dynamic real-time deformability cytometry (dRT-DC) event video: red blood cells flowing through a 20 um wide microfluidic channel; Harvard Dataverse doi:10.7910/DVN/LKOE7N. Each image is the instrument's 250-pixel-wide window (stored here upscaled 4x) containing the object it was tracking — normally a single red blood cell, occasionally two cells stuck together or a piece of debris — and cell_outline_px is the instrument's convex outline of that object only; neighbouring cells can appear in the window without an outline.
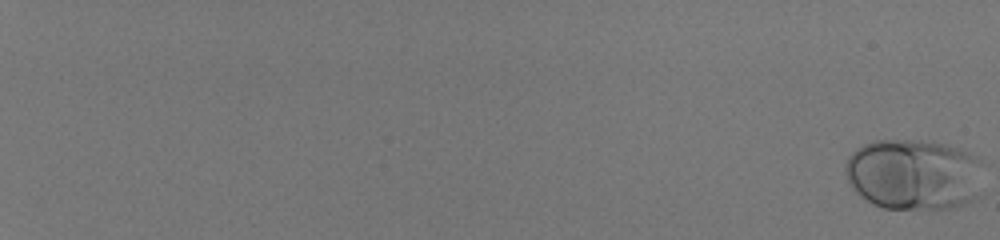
{"species": "human", "species_latin": "Homo sapiens", "temperature_condition": "room temperature", "stored_images_in_passage": 57, "camera_frame_rate_fps": 3000, "um_per_image_px": 0.085, "donor": {"sex": "male"}, "frame": {"image": 1, "passage_image": 1, "time_ms": 0.0, "image_size_px": [1000, 240], "cell_outline_px": [[984, 160], [980, 196], [956, 208], [884, 208], [872, 204], [860, 196], [856, 192], [848, 180], [844, 172], [844, 168], [848, 156], [856, 148], [872, 140], [920, 140], [944, 144], [960, 148], [980, 156]], "centroid_in_image_um": [77.73, 14.81], "position_along_channel_um": 7.3, "area_um2": 58.32}}
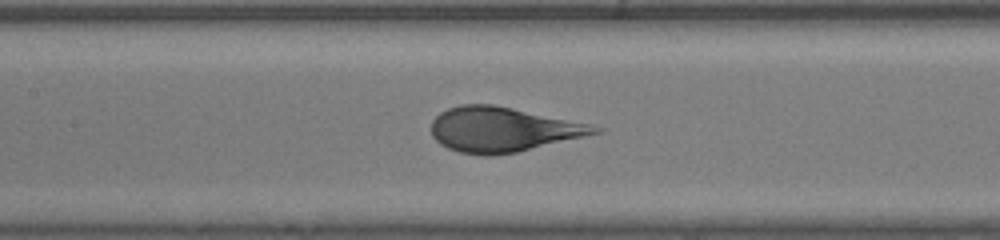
{"frame": {"image": 2, "passage_image": 34, "time_ms": 11.0, "image_size_px": [1000, 240], "cell_outline_px": [[604, 128], [600, 132], [584, 136], [516, 152], [492, 156], [484, 156], [460, 152], [448, 148], [440, 144], [432, 136], [432, 120], [440, 112], [448, 108], [460, 104], [492, 104], [592, 124]], "centroid_in_image_um": [42.7, 11.0], "position_along_channel_um": 164.7, "area_um2": 42.37}}
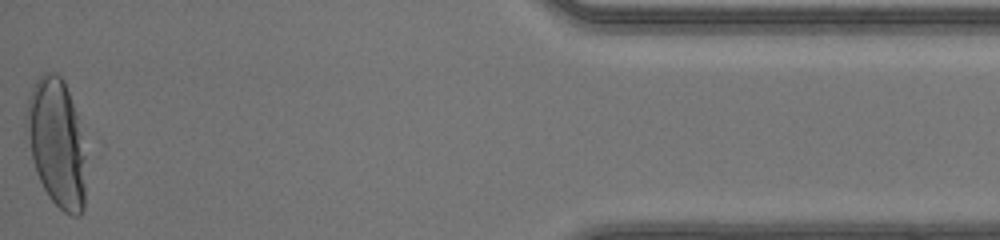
{"frame": {"image": 3, "passage_image": 57, "time_ms": 18.667, "image_size_px": [1000, 240], "cell_outline_px": [[84, 208], [80, 216], [72, 216], [64, 212], [48, 196], [36, 172], [32, 156], [28, 132], [28, 100], [32, 88], [36, 80], [44, 72], [56, 72], [64, 80], [76, 112], [84, 156]], "centroid_in_image_um": [4.83, 12.15], "position_along_channel_um": 430.4, "area_um2": 43.18}}